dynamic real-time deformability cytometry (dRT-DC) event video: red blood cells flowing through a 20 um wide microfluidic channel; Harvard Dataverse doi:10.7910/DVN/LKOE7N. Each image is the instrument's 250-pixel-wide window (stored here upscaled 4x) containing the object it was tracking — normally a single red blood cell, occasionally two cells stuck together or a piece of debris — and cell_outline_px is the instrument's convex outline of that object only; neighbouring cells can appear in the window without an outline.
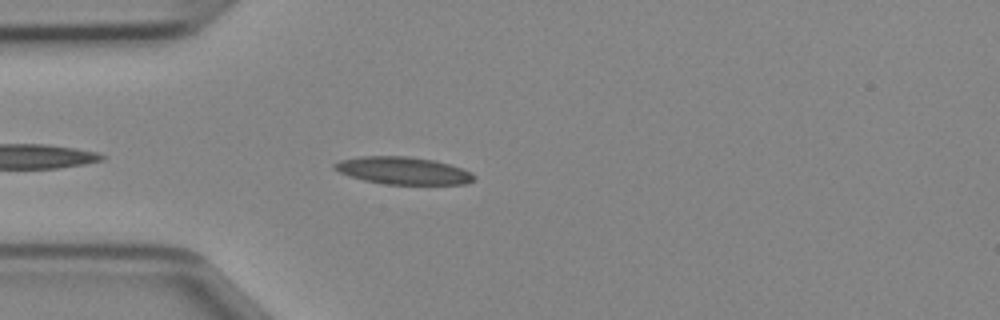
{"species": "Egyptian fruit bat (a non-hibernating species)", "species_latin": "Rousettus aegyptiacus", "temperature_condition": "cold", "stored_images_in_passage": 23, "camera_frame_rate_fps": 3000, "um_per_image_px": 0.085, "animal": {"sex": "female"}, "frame": {"image": 1, "passage_image": 4, "time_ms": 1.0, "image_size_px": [1000, 320], "cell_outline_px": [[476, 176], [472, 180], [464, 184], [388, 184], [364, 180], [348, 176], [332, 168], [332, 164], [340, 160], [360, 156], [408, 156], [432, 160], [448, 164], [472, 172]], "centroid_in_image_um": [34.21, 14.5], "position_along_channel_um": 50.8, "area_um2": 22.14}}
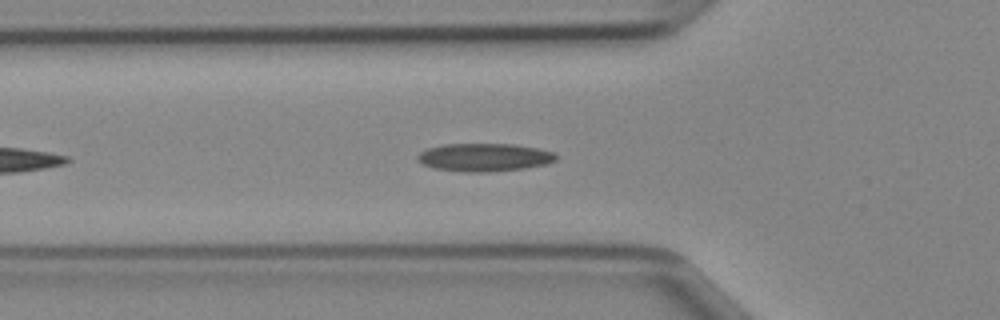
{"frame": {"image": 2, "passage_image": 7, "time_ms": 2.0, "image_size_px": [1000, 320], "cell_outline_px": [[556, 160], [544, 164], [524, 168], [488, 172], [464, 172], [436, 168], [424, 164], [416, 160], [416, 156], [420, 152], [428, 148], [444, 144], [512, 144], [536, 148], [552, 152], [556, 156]], "centroid_in_image_um": [41.12, 13.37], "position_along_channel_um": 84.7, "area_um2": 22.37}}